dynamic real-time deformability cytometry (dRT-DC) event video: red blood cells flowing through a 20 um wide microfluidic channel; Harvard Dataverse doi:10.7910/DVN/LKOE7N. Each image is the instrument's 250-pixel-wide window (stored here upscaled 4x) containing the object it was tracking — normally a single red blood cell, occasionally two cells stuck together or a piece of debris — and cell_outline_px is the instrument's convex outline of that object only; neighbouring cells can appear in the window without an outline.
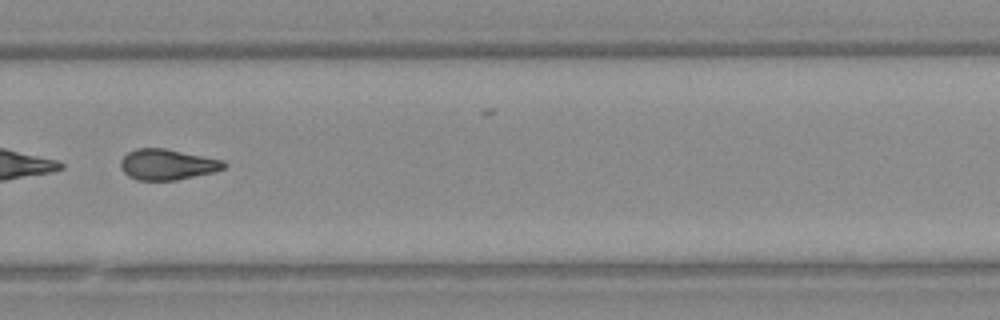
{"species": "Egyptian fruit bat (a non-hibernating species)", "species_latin": "Rousettus aegyptiacus", "temperature_condition": "warm", "stored_images_in_passage": 52, "segment_of_instrument_passage": [2, 2], "camera_frame_rate_fps": 3000, "um_per_image_px": 0.085, "animal": {"sex": "female"}, "frame": {"image": 1, "passage_image": 37, "time_ms": 12.0, "image_size_px": [1000, 320], "cell_outline_px": [[228, 164], [224, 168], [212, 172], [176, 180], [136, 180], [128, 176], [120, 168], [120, 160], [128, 152], [136, 148], [164, 148], [224, 160]], "centroid_in_image_um": [14.2, 13.98], "position_along_channel_um": 315.6, "area_um2": 18.5}}